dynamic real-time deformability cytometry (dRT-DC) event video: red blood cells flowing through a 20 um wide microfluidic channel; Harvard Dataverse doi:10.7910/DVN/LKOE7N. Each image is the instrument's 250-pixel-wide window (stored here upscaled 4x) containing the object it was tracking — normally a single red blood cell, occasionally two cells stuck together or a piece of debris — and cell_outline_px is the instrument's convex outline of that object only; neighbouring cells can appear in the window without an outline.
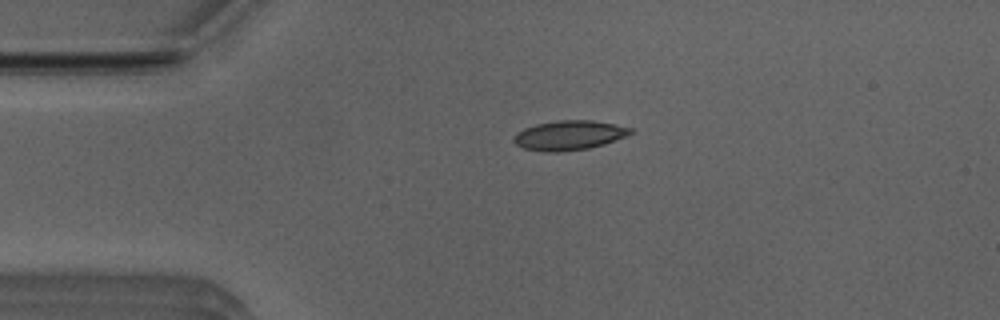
{"species": "Egyptian fruit bat (a non-hibernating species)", "species_latin": "Rousettus aegyptiacus", "temperature_condition": "room temperature", "stored_images_in_passage": 8, "camera_frame_rate_fps": 3000, "um_per_image_px": 0.085, "animal": {"sex": "male"}, "frame": {"image": 1, "passage_image": 2, "time_ms": 0.333, "image_size_px": [1000, 320], "cell_outline_px": [[636, 132], [604, 144], [588, 148], [560, 152], [548, 152], [524, 148], [516, 144], [512, 140], [512, 136], [516, 132], [524, 128], [536, 124], [560, 120], [592, 120], [632, 128]], "centroid_in_image_um": [48.35, 11.5], "position_along_channel_um": 36.6, "area_um2": 20.06}}